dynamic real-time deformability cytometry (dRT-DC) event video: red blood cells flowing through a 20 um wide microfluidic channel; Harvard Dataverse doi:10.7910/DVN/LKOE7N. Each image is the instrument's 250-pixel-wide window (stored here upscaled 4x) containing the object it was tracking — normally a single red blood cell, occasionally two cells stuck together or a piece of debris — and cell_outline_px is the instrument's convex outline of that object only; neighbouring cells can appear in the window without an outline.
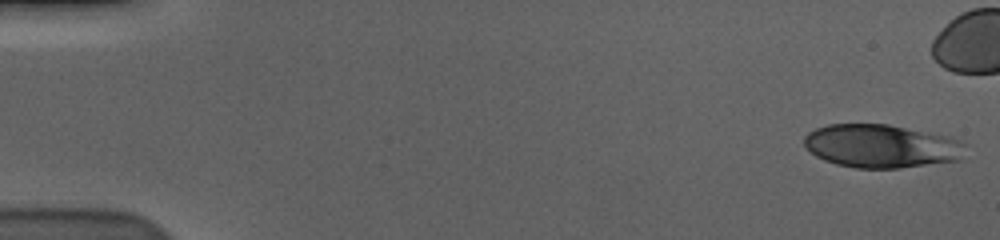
{"species": "human", "species_latin": "Homo sapiens", "temperature_condition": "cold", "stored_images_in_passage": 50, "camera_frame_rate_fps": 3000, "um_per_image_px": 0.085, "donor": {"sex": "male"}, "frame": {"image": 1, "passage_image": 1, "time_ms": 0.0, "image_size_px": [1000, 240], "cell_outline_px": [[968, 144], [964, 160], [900, 168], [856, 168], [836, 164], [824, 160], [816, 156], [804, 144], [804, 136], [808, 132], [816, 128], [828, 124], [888, 124], [952, 136]], "centroid_in_image_um": [75.02, 12.42], "position_along_channel_um": 10.0, "area_um2": 41.44}}
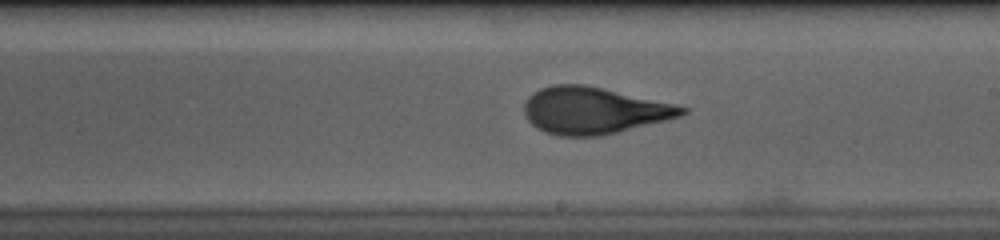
{"frame": {"image": 2, "passage_image": 33, "time_ms": 10.667, "image_size_px": [1000, 240], "cell_outline_px": [[688, 112], [680, 116], [600, 136], [560, 136], [544, 132], [536, 128], [528, 120], [524, 112], [524, 100], [532, 92], [540, 88], [552, 84], [584, 84], [604, 88], [672, 104], [688, 108]], "centroid_in_image_um": [50.38, 9.38], "position_along_channel_um": 238.6, "area_um2": 42.77}}
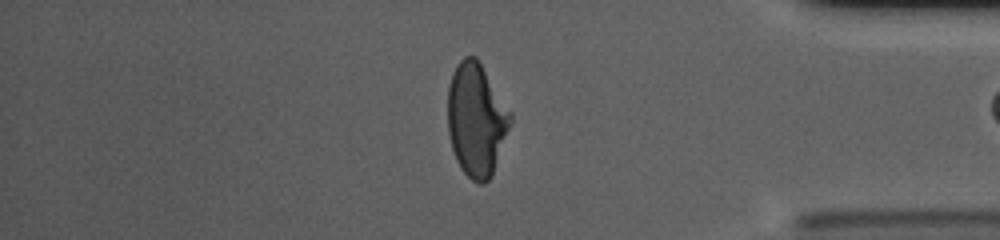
{"frame": {"image": 3, "passage_image": 48, "time_ms": 15.667, "image_size_px": [1000, 240], "cell_outline_px": [[512, 124], [492, 176], [484, 184], [480, 184], [472, 180], [460, 168], [456, 160], [452, 148], [448, 132], [448, 88], [452, 72], [456, 64], [464, 56], [476, 56], [512, 112]], "centroid_in_image_um": [40.5, 10.17], "position_along_channel_um": 394.7, "area_um2": 41.79}, "authors_computed_cell_mechanics": {"area_um2": 42.1073, "velocity_mm_per_s": 3.5968, "shape_relaxation_time_tau1_ms": 5.4919, "shape_relaxation_time_tau2_ms": 0.878, "deformation_change_tau1": 0.1884, "deformation_change_tau2": 0.0641}}